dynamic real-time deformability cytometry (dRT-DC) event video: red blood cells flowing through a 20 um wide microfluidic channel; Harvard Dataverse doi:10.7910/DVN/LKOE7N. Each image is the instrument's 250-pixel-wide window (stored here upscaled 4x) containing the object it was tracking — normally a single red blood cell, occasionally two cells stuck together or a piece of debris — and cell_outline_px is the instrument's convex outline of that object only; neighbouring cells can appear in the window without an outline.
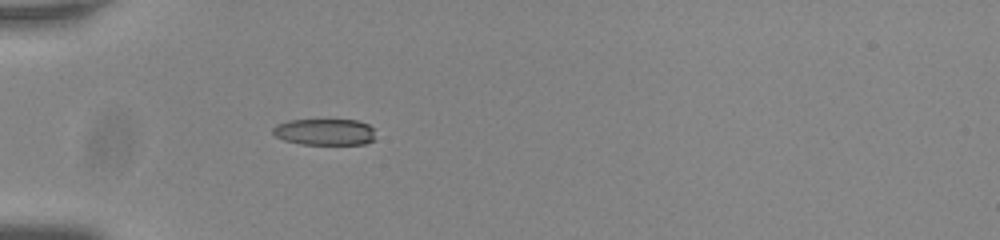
{"species": "common noctule bat (a hibernating species)", "species_latin": "Nyctalus noctula", "temperature_condition": "room temperature", "stored_images_in_passage": 38, "camera_frame_rate_fps": 3000, "um_per_image_px": 0.085, "animal": {"sex": "male", "body_mass_g": 20.0, "forearm_length_mm": 53.3}, "frame": {"image": 1, "passage_image": 1, "time_ms": 0.0, "image_size_px": [1000, 240], "cell_outline_px": [[376, 140], [364, 144], [300, 144], [284, 140], [276, 136], [272, 132], [272, 128], [276, 124], [288, 120], [356, 120], [368, 124], [372, 128]], "centroid_in_image_um": [27.6, 11.22], "position_along_channel_um": 57.4, "area_um2": 15.9}}
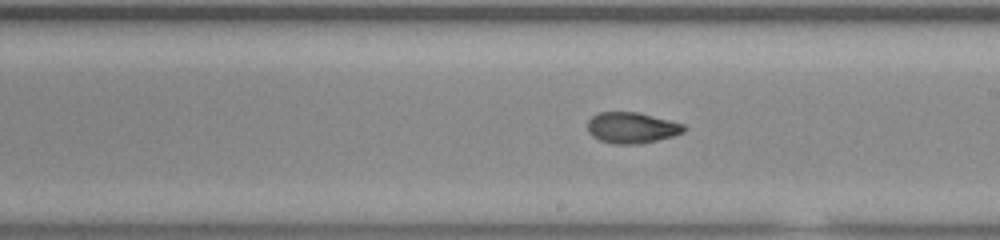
{"frame": {"image": 2, "passage_image": 16, "time_ms": 5.0, "image_size_px": [1000, 240], "cell_outline_px": [[688, 128], [684, 132], [672, 136], [640, 144], [612, 144], [600, 140], [592, 136], [588, 132], [588, 120], [592, 116], [600, 112], [636, 112], [684, 124]], "centroid_in_image_um": [53.69, 10.86], "position_along_channel_um": 235.3, "area_um2": 17.34}}
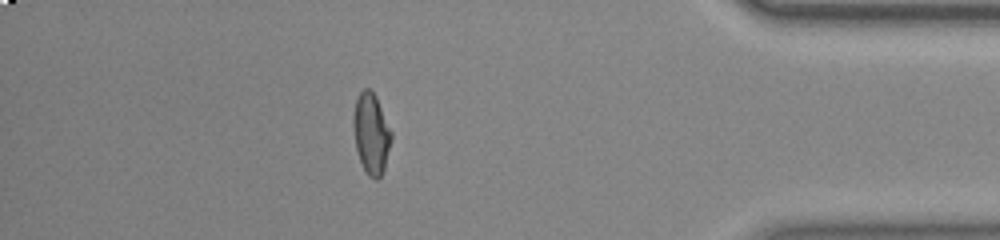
{"frame": {"image": 3, "passage_image": 32, "time_ms": 10.333, "image_size_px": [1000, 240], "cell_outline_px": [[392, 140], [384, 168], [380, 176], [376, 180], [368, 176], [360, 160], [356, 148], [352, 124], [352, 116], [356, 100], [360, 92], [364, 88], [368, 88], [376, 96], [392, 132]], "centroid_in_image_um": [31.55, 11.34], "position_along_channel_um": 403.7, "area_um2": 17.86}, "authors_computed_cell_mechanics": {"area_um2": 17.7446, "velocity_mm_per_s": 3.7903, "shape_relaxation_time_tau1_ms": 9.6557, "shape_relaxation_time_tau2_ms": 2.053, "deformation_change_tau1": 0.2431, "deformation_change_tau2": 0.0723}}